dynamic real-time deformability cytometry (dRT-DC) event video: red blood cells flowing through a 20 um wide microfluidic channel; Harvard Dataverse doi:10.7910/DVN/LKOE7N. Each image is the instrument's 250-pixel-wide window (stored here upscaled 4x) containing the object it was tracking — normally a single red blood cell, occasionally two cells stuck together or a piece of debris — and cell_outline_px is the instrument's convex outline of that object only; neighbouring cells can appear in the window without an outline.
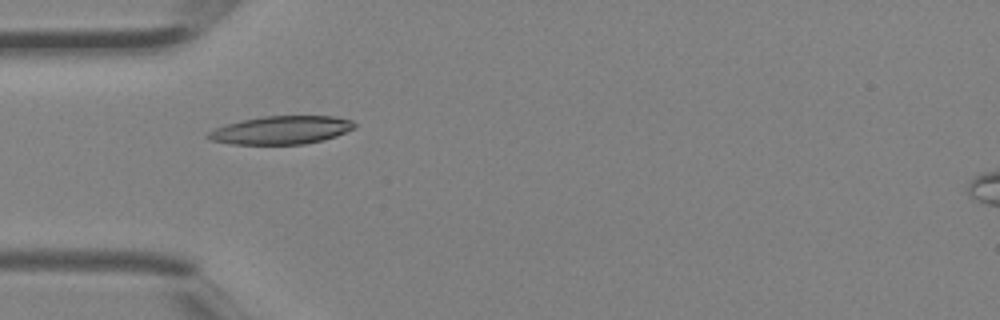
{"species": "Egyptian fruit bat (a non-hibernating species)", "species_latin": "Rousettus aegyptiacus", "temperature_condition": "room temperature", "stored_images_in_passage": 5, "camera_frame_rate_fps": 3000, "um_per_image_px": 0.085, "animal": {"sex": "female"}, "frame": {"image": 1, "passage_image": 4, "time_ms": 1.0, "image_size_px": [1000, 320], "cell_outline_px": [[356, 128], [336, 136], [324, 140], [304, 144], [232, 144], [212, 140], [204, 136], [208, 132], [216, 128], [228, 124], [244, 120], [264, 116], [336, 116], [352, 120], [356, 124]], "centroid_in_image_um": [23.96, 11.06], "position_along_channel_um": 61.0, "area_um2": 23.99}}
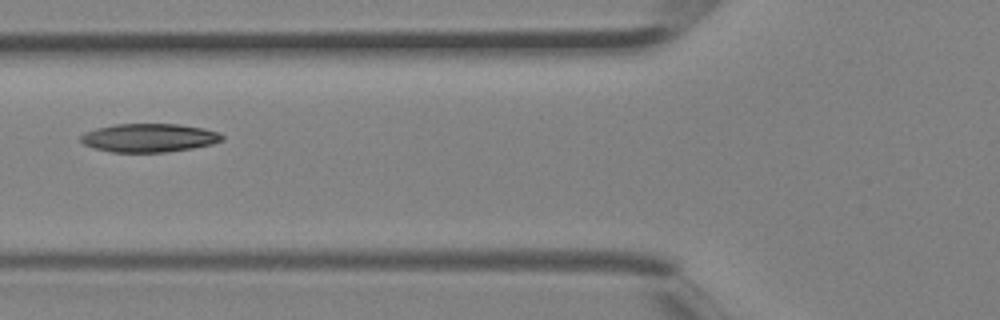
{"frame": {"image": 2, "passage_image": 5, "time_ms": 1.333, "image_size_px": [1000, 320], "cell_outline_px": [[224, 140], [212, 144], [192, 148], [168, 152], [112, 152], [96, 148], [84, 144], [80, 140], [80, 136], [84, 132], [96, 128], [116, 124], [180, 124], [204, 128], [216, 132], [224, 136]], "centroid_in_image_um": [12.68, 11.71], "position_along_channel_um": 113.1, "area_um2": 23.47}}